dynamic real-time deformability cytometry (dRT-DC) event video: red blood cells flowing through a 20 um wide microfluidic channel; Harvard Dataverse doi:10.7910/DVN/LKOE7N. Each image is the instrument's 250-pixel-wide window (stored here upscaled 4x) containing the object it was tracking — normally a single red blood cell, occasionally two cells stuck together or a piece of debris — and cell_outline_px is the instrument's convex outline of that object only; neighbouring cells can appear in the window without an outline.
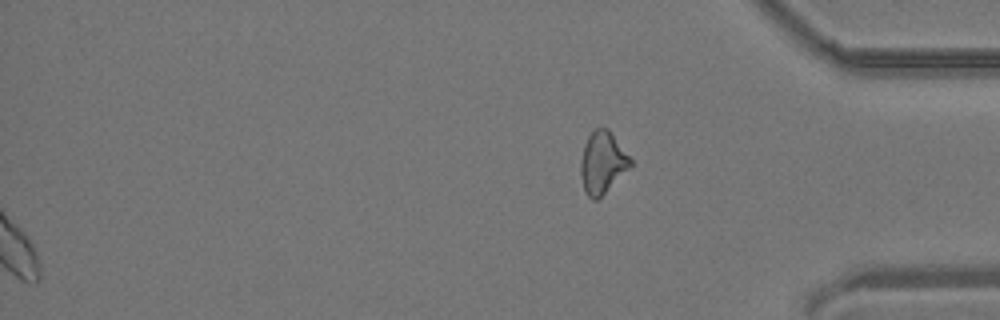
{"species": "common noctule bat (a hibernating species)", "species_latin": "Nyctalus noctula", "temperature_condition": "room temperature", "stored_images_in_passage": 35, "segment_of_instrument_passage": [2, 2], "camera_frame_rate_fps": 3000, "um_per_image_px": 0.085, "animal": {"sex": "male", "body_mass_g": 19.2, "forearm_length_mm": 51.8}, "frame": {"image": 1, "passage_image": 35, "time_ms": 11.333, "image_size_px": [1000, 320], "cell_outline_px": [[632, 164], [596, 200], [592, 200], [588, 196], [584, 188], [580, 176], [580, 160], [584, 144], [588, 136], [596, 128], [608, 128], [612, 132], [632, 160]], "centroid_in_image_um": [51.18, 13.78], "position_along_channel_um": 384.0, "area_um2": 17.63}}